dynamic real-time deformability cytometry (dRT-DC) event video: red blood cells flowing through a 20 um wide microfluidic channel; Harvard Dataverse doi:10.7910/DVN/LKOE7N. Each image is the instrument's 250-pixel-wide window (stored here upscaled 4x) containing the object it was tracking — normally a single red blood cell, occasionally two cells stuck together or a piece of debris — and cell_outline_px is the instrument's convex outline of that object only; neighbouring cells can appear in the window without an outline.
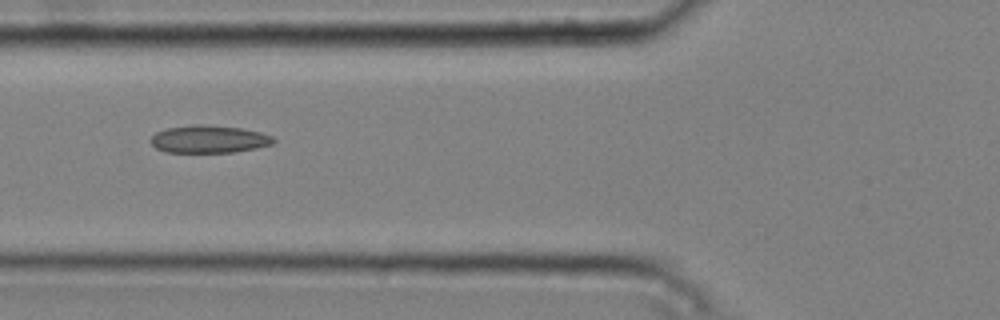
{"species": "common noctule bat (a hibernating species)", "species_latin": "Nyctalus noctula", "temperature_condition": "cold", "stored_images_in_passage": 6, "camera_frame_rate_fps": 3000, "um_per_image_px": 0.085, "animal": {"sex": "male", "body_mass_g": 20.4}, "frame": {"image": 1, "passage_image": 4, "time_ms": 1.0, "image_size_px": [1000, 320], "cell_outline_px": [[276, 140], [272, 144], [256, 148], [236, 152], [168, 152], [156, 148], [152, 144], [152, 136], [156, 132], [168, 128], [192, 124], [204, 124], [244, 128], [260, 132], [272, 136]], "centroid_in_image_um": [17.8, 11.82], "position_along_channel_um": 108.0, "area_um2": 19.77}}
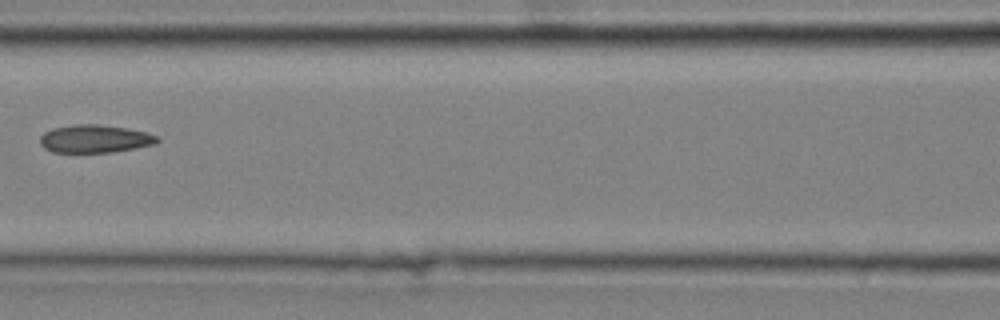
{"frame": {"image": 2, "passage_image": 5, "time_ms": 1.333, "image_size_px": [1000, 320], "cell_outline_px": [[160, 140], [156, 144], [112, 152], [52, 152], [44, 148], [40, 144], [40, 136], [44, 132], [52, 128], [76, 124], [96, 124], [128, 128], [148, 132], [160, 136]], "centroid_in_image_um": [8.09, 11.79], "position_along_channel_um": 158.5, "area_um2": 19.25}}
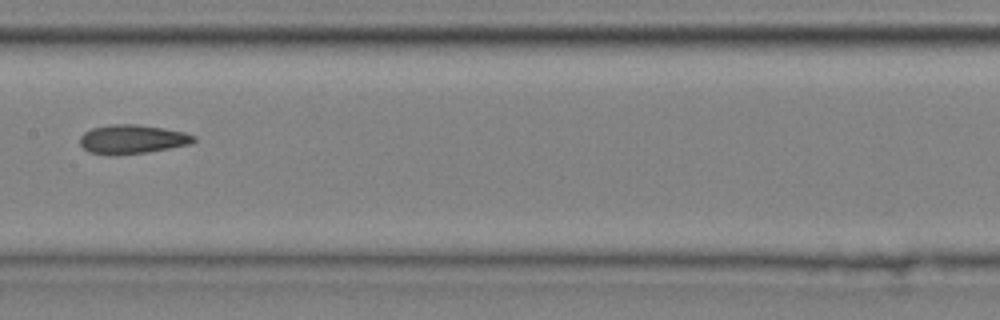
{"frame": {"image": 3, "passage_image": 6, "time_ms": 1.667, "image_size_px": [1000, 320], "cell_outline_px": [[196, 140], [192, 144], [148, 152], [116, 156], [108, 156], [88, 152], [80, 144], [80, 136], [84, 132], [92, 128], [112, 124], [136, 124], [164, 128], [184, 132], [196, 136]], "centroid_in_image_um": [11.23, 11.85], "position_along_channel_um": 196.2, "area_um2": 19.59}}